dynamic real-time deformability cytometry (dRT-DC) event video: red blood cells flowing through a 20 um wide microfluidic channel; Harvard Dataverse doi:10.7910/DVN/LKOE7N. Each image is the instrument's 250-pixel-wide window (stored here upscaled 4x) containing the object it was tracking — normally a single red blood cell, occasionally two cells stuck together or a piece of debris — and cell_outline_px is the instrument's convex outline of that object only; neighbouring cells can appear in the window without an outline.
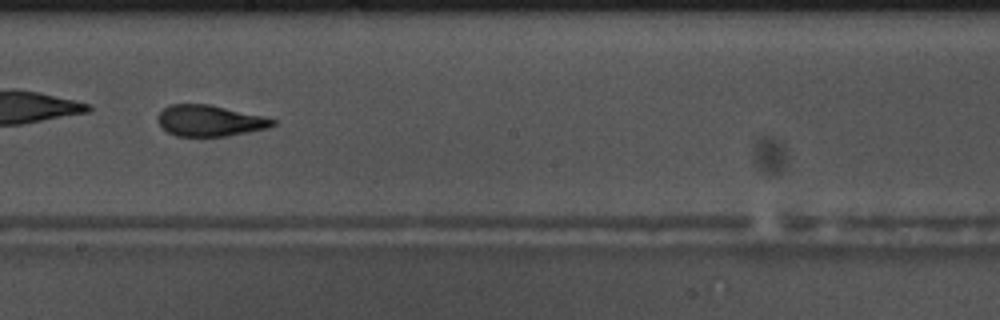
{"species": "common noctule bat (a hibernating species)", "species_latin": "Nyctalus noctula", "temperature_condition": "warm", "stored_images_in_passage": 54, "camera_frame_rate_fps": 3000, "um_per_image_px": 0.085, "animal": {"sex": "male", "body_mass_g": 17.5, "forearm_length_mm": 52.3}, "frame": {"image": 1, "passage_image": 31, "time_ms": 10.0, "image_size_px": [1000, 320], "cell_outline_px": [[276, 124], [268, 128], [228, 136], [176, 136], [168, 132], [156, 120], [156, 116], [168, 104], [208, 104], [264, 116], [276, 120]], "centroid_in_image_um": [17.82, 10.26], "position_along_channel_um": 230.4, "area_um2": 20.87}, "authors_computed_cell_mechanics": {"area_um2": 21.2993, "velocity_mm_per_s": 3.671, "shape_relaxation_time_tau1_ms": 4.2694, "shape_relaxation_time_tau2_ms": 1.9933, "deformation_change_tau1": 0.1912, "deformation_change_tau2": 0.1027}}